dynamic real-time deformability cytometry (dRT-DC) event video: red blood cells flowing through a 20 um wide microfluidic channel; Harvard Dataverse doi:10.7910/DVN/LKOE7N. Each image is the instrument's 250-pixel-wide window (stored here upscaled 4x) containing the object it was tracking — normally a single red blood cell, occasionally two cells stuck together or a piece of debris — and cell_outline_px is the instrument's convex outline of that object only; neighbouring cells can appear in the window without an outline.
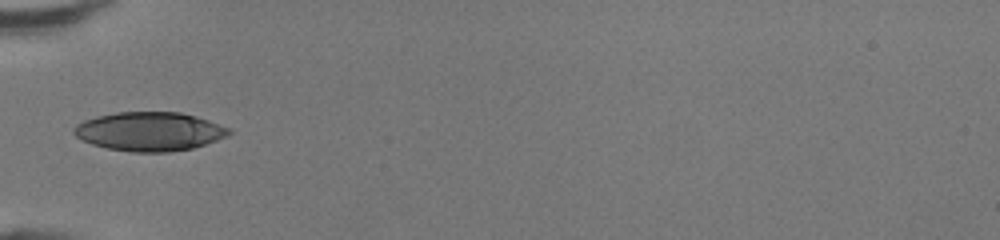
{"species": "human", "species_latin": "Homo sapiens", "temperature_condition": "room temperature", "stored_images_in_passage": 31, "camera_frame_rate_fps": 3000, "um_per_image_px": 0.085, "donor": {"sex": "female"}, "frame": {"image": 1, "passage_image": 1, "time_ms": 0.0, "image_size_px": [1000, 240], "cell_outline_px": [[232, 132], [228, 136], [192, 148], [168, 152], [132, 152], [108, 148], [92, 144], [76, 136], [72, 132], [72, 128], [76, 124], [84, 120], [96, 116], [116, 112], [180, 112], [196, 116], [232, 128]], "centroid_in_image_um": [12.71, 11.16], "position_along_channel_um": 72.3, "area_um2": 35.2}}
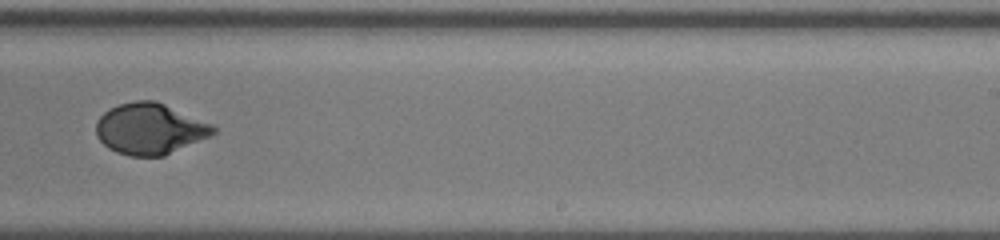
{"frame": {"image": 2, "passage_image": 15, "time_ms": 4.667, "image_size_px": [1000, 240], "cell_outline_px": [[216, 132], [212, 136], [164, 156], [128, 156], [116, 152], [108, 148], [96, 136], [96, 120], [108, 108], [120, 104], [136, 100], [156, 100], [212, 124], [216, 128]], "centroid_in_image_um": [12.74, 10.95], "position_along_channel_um": 276.3, "area_um2": 35.14}}
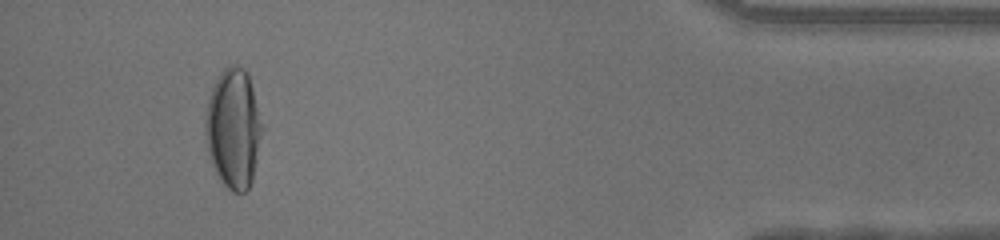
{"frame": {"image": 3, "passage_image": 28, "time_ms": 9.0, "image_size_px": [1000, 240], "cell_outline_px": [[268, 128], [252, 180], [248, 188], [244, 192], [232, 192], [224, 184], [216, 172], [212, 164], [208, 148], [204, 124], [204, 120], [208, 100], [212, 88], [220, 72], [224, 68], [232, 64], [236, 64], [244, 68], [248, 76]], "centroid_in_image_um": [19.93, 10.91], "position_along_channel_um": 415.3, "area_um2": 40.86}, "authors_computed_cell_mechanics": {"area_um2": 35.0268, "velocity_mm_per_s": 4.3833, "shape_relaxation_time_tau1_ms": 4.0589, "shape_relaxation_time_tau2_ms": null, "deformation_change_tau1": 0.2079, "deformation_change_tau2": null}}